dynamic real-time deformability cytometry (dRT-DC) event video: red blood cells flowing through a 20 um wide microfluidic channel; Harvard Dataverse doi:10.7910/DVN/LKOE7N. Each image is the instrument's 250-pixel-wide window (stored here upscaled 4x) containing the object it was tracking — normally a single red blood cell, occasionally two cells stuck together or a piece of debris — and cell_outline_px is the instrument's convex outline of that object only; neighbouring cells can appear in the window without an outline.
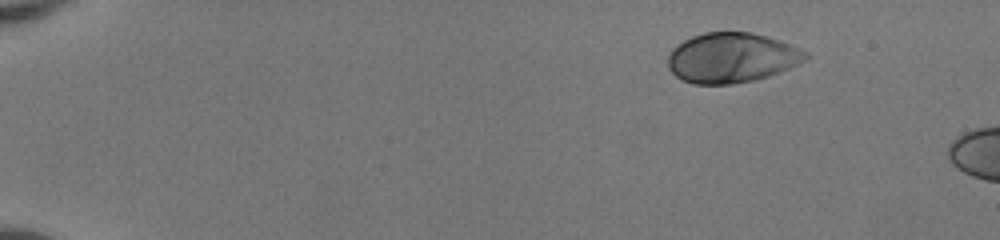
{"species": "human", "species_latin": "Homo sapiens", "temperature_condition": "room temperature", "stored_images_in_passage": 6, "camera_frame_rate_fps": 3000, "um_per_image_px": 0.085, "donor": {"sex": "female"}, "frame": {"image": 1, "passage_image": 1, "time_ms": 0.0, "image_size_px": [1000, 240], "cell_outline_px": [[812, 56], [788, 68], [768, 76], [756, 80], [732, 84], [692, 84], [680, 80], [668, 68], [668, 56], [672, 48], [676, 44], [692, 36], [704, 32], [752, 32], [800, 48], [808, 52]], "centroid_in_image_um": [62.15, 4.91], "position_along_channel_um": 22.8, "area_um2": 40.11}}